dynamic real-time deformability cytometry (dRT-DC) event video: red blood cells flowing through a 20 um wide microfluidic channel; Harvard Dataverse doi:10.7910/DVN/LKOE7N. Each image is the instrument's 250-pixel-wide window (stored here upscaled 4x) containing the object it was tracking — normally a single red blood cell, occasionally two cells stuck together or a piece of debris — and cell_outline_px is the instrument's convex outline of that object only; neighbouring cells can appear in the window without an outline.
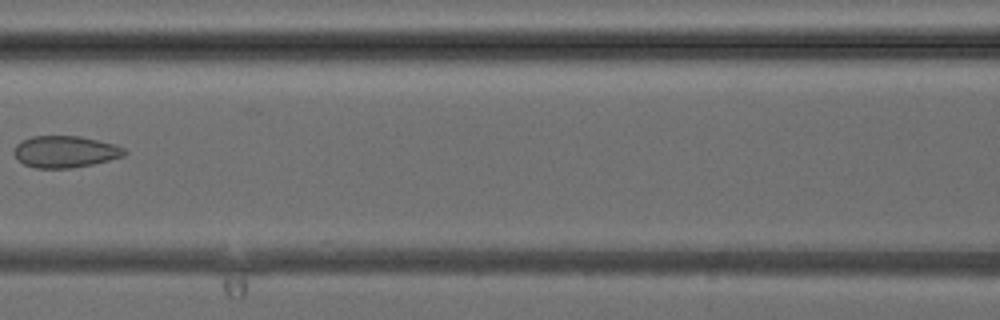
{"species": "common noctule bat (a hibernating species)", "species_latin": "Nyctalus noctula", "temperature_condition": "cold", "stored_images_in_passage": 5, "camera_frame_rate_fps": 3000, "um_per_image_px": 0.085, "animal": {"sex": "female", "body_mass_g": 24.6, "forearm_length_mm": 56.2}, "frame": {"image": 1, "passage_image": 5, "time_ms": 5.333, "image_size_px": [1000, 320], "cell_outline_px": [[128, 152], [124, 156], [92, 164], [72, 168], [36, 168], [24, 164], [12, 152], [16, 144], [32, 136], [80, 136], [116, 144], [124, 148]], "centroid_in_image_um": [5.56, 12.89], "position_along_channel_um": 161.0, "area_um2": 20.4}}